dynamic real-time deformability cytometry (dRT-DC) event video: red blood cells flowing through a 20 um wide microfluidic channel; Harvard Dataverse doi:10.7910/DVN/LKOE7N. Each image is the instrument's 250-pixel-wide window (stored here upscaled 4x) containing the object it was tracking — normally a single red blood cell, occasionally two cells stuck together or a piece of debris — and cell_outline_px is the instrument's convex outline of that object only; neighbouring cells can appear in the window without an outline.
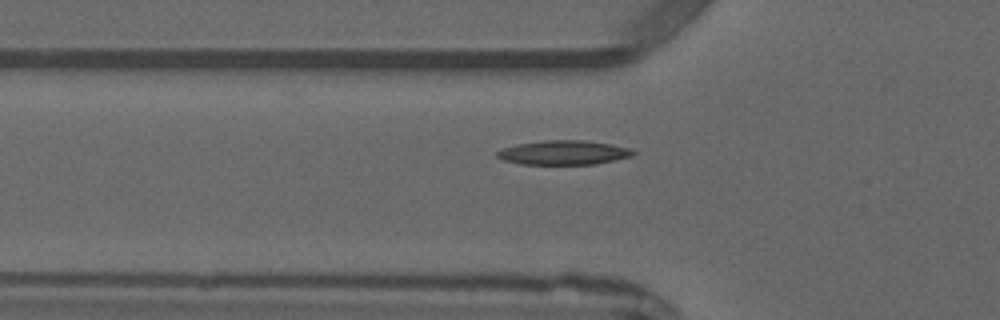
{"species": "common noctule bat (a hibernating species)", "species_latin": "Nyctalus noctula", "temperature_condition": "warm", "stored_images_in_passage": 2, "camera_frame_rate_fps": 3000, "um_per_image_px": 0.085, "animal": {"sex": "male", "forearm_length_mm": 52.5}, "frame": {"image": 1, "passage_image": 2, "time_ms": 1.333, "image_size_px": [1000, 320], "cell_outline_px": [[636, 152], [632, 156], [596, 164], [520, 164], [504, 160], [496, 156], [496, 152], [504, 148], [516, 144], [544, 140], [584, 140], [612, 144], [628, 148]], "centroid_in_image_um": [47.9, 12.97], "position_along_channel_um": 77.9, "area_um2": 19.19}}